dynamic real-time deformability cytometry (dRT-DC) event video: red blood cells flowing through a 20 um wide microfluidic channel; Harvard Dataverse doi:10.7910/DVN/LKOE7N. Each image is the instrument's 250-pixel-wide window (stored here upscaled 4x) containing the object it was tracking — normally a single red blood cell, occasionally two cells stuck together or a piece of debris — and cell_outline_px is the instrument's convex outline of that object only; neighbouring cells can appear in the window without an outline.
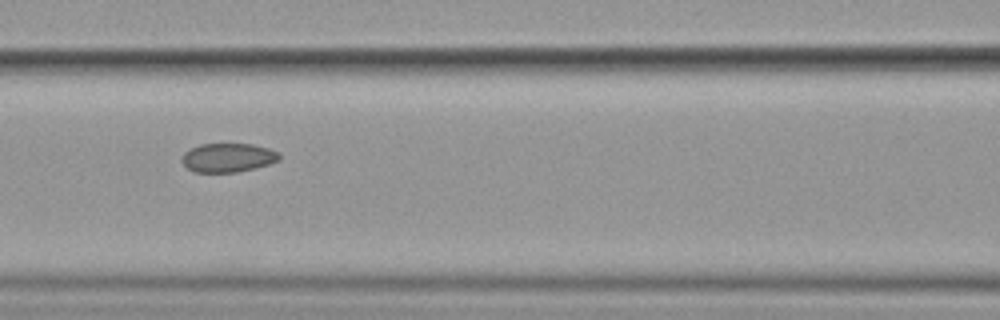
{"species": "common noctule bat (a hibernating species)", "species_latin": "Nyctalus noctula", "temperature_condition": "cold", "stored_images_in_passage": 15, "camera_frame_rate_fps": 3000, "um_per_image_px": 0.085, "animal": {"sex": "female", "body_mass_g": 19.9}, "frame": {"image": 1, "passage_image": 7, "time_ms": 7.667, "image_size_px": [1000, 320], "cell_outline_px": [[280, 160], [256, 168], [236, 172], [196, 172], [188, 168], [180, 160], [184, 152], [200, 144], [252, 144], [268, 148], [280, 152]], "centroid_in_image_um": [19.39, 13.4], "position_along_channel_um": 147.2, "area_um2": 16.42}}
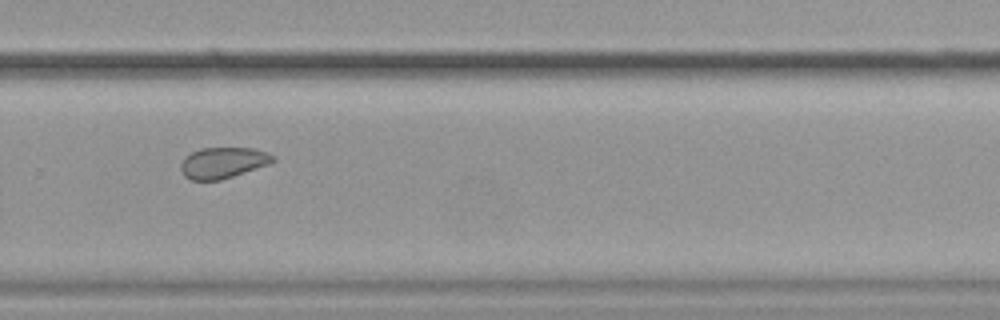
{"frame": {"image": 2, "passage_image": 11, "time_ms": 12.333, "image_size_px": [1000, 320], "cell_outline_px": [[276, 160], [268, 164], [220, 180], [192, 180], [184, 176], [180, 168], [180, 164], [184, 156], [200, 148], [252, 148], [268, 152], [276, 156]], "centroid_in_image_um": [18.94, 13.82], "position_along_channel_um": 310.9, "area_um2": 16.65}}
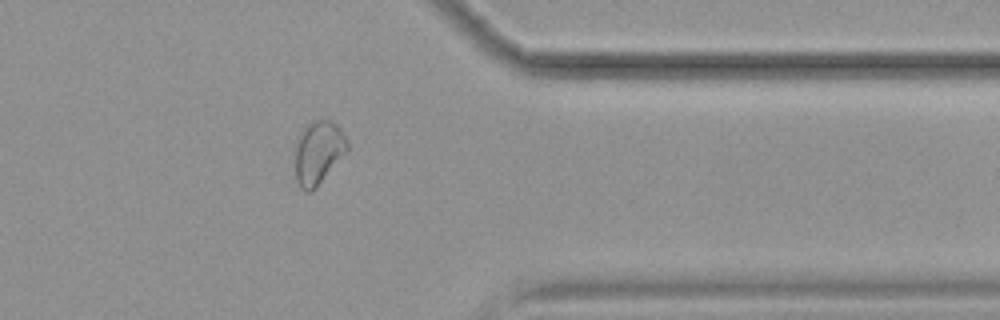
{"frame": {"image": 3, "passage_image": 13, "time_ms": 14.667, "image_size_px": [1000, 320], "cell_outline_px": [[348, 148], [316, 188], [312, 192], [304, 192], [300, 188], [296, 180], [296, 140], [300, 132], [312, 120], [328, 120], [336, 124], [340, 128], [348, 144]], "centroid_in_image_um": [27.02, 12.97], "position_along_channel_um": 384.4, "area_um2": 18.96}, "authors_computed_cell_mechanics": {"area_um2": 18.496, "velocity_mm_per_s": 3.5217, "shape_relaxation_time_tau1_ms": 4.5734, "shape_relaxation_time_tau2_ms": 2.3695, "deformation_change_tau1": 0.0548, "deformation_change_tau2": 0.0421}}